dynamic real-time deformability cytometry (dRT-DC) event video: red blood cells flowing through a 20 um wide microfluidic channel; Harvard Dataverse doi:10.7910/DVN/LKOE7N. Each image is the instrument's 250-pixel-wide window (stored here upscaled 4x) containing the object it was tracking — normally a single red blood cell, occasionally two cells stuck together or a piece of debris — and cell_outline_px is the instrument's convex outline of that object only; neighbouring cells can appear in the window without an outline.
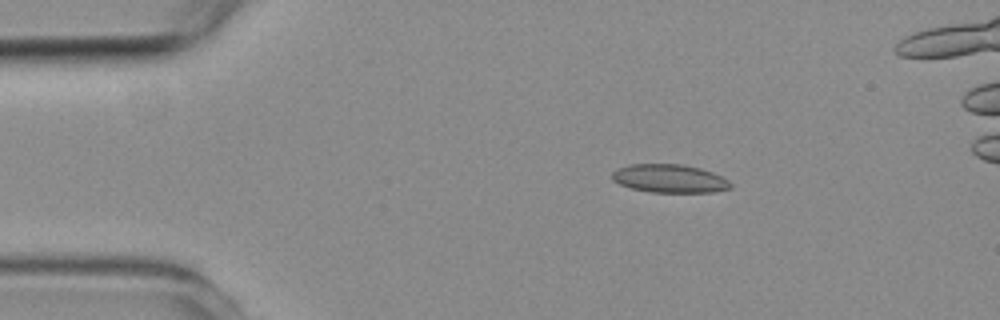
{"species": "common noctule bat (a hibernating species)", "species_latin": "Nyctalus noctula", "temperature_condition": "room temperature", "stored_images_in_passage": 3, "camera_frame_rate_fps": 3000, "um_per_image_px": 0.085, "animal": {"sex": "female", "body_mass_g": 19.3, "forearm_length_mm": 54.1}, "frame": {"image": 1, "passage_image": 1, "time_ms": 0.0, "image_size_px": [1000, 320], "cell_outline_px": [[732, 188], [712, 192], [652, 192], [632, 188], [620, 184], [612, 180], [612, 172], [616, 168], [628, 164], [684, 164], [700, 168], [712, 172], [728, 180], [732, 184]], "centroid_in_image_um": [56.9, 15.16], "position_along_channel_um": 28.1, "area_um2": 19.59}}